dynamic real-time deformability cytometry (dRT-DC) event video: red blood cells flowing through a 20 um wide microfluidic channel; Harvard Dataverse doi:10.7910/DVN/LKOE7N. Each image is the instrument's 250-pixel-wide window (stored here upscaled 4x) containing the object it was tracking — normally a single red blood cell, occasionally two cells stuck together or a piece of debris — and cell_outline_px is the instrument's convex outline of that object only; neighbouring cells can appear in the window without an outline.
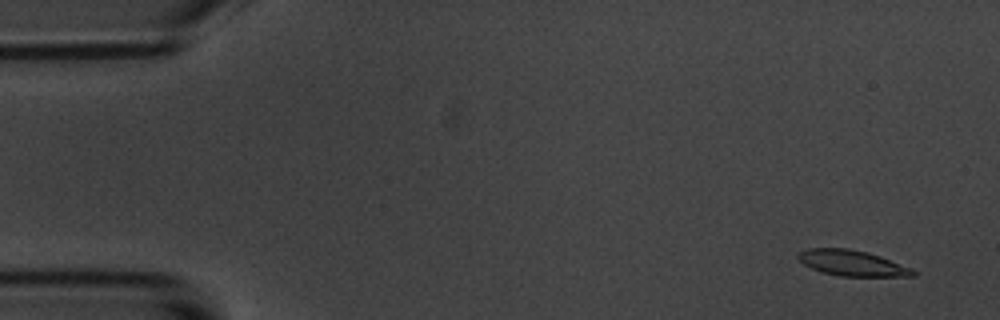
{"species": "common noctule bat (a hibernating species)", "species_latin": "Nyctalus noctula", "temperature_condition": "room temperature", "stored_images_in_passage": 56, "camera_frame_rate_fps": 3000, "um_per_image_px": 0.085, "animal": {"sex": "male", "body_mass_g": 20.1, "forearm_length_mm": 53.5}, "frame": {"image": 1, "passage_image": 3, "time_ms": 0.667, "image_size_px": [1000, 320], "cell_outline_px": [[916, 276], [840, 276], [820, 272], [804, 264], [796, 256], [800, 252], [808, 248], [848, 248], [868, 252], [880, 256], [912, 268], [916, 272]], "centroid_in_image_um": [72.43, 22.36], "position_along_channel_um": 12.6, "area_um2": 17.17}}
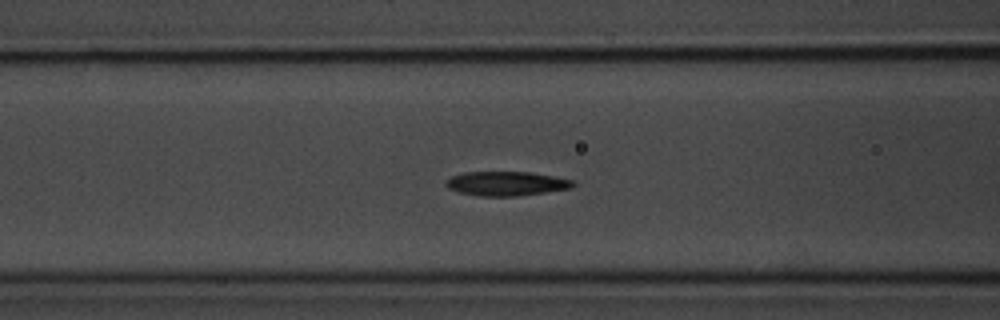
{"frame": {"image": 2, "passage_image": 22, "time_ms": 7.0, "image_size_px": [1000, 320], "cell_outline_px": [[576, 184], [572, 188], [516, 196], [476, 196], [460, 192], [448, 188], [444, 184], [452, 176], [464, 172], [532, 172], [576, 180]], "centroid_in_image_um": [43.08, 15.6], "position_along_channel_um": 123.5, "area_um2": 18.03}}
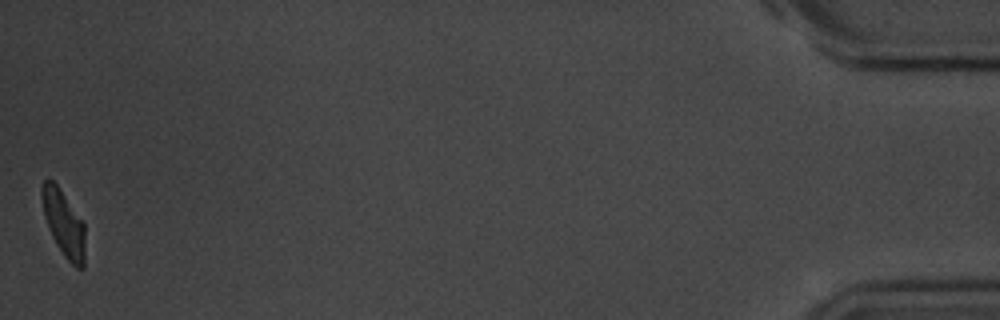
{"frame": {"image": 3, "passage_image": 56, "time_ms": 18.333, "image_size_px": [1000, 320], "cell_outline_px": [[84, 268], [76, 268], [64, 256], [56, 244], [48, 228], [44, 216], [40, 196], [40, 188], [44, 180], [52, 180], [56, 184], [84, 224]], "centroid_in_image_um": [5.38, 18.99], "position_along_channel_um": 429.8, "area_um2": 16.42}, "authors_computed_cell_mechanics": {"area_um2": 17.7446, "velocity_mm_per_s": 3.5498, "shape_relaxation_time_tau1_ms": 2.8713, "shape_relaxation_time_tau2_ms": 2.9772, "deformation_change_tau1": 0.173, "deformation_change_tau2": 0.1056}}